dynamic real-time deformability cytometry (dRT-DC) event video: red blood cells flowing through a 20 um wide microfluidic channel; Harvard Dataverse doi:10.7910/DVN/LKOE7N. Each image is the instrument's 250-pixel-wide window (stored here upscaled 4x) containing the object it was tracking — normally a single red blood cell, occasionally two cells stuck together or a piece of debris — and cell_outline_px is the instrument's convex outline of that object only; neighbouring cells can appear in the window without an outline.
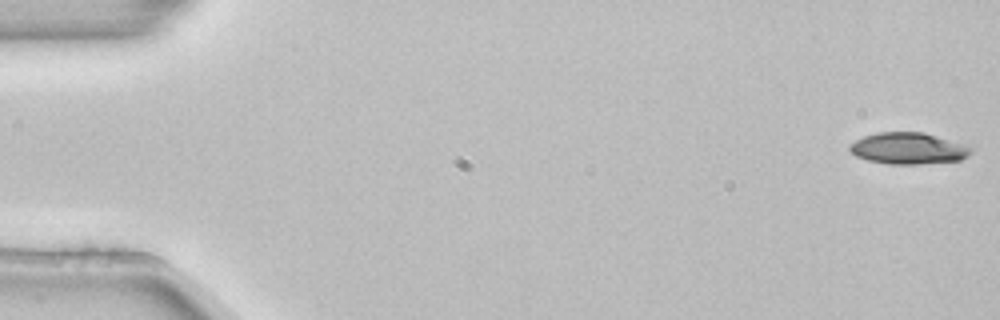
{"species": "common noctule bat (a hibernating species)", "species_latin": "Nyctalus noctula", "temperature_condition": "room temperature", "stored_images_in_passage": 4, "camera_frame_rate_fps": 3000, "um_per_image_px": 0.085, "animal": {"sex": "female", "body_mass_g": 22.7, "forearm_length_mm": 54.2}, "frame": {"image": 1, "passage_image": 1, "time_ms": 0.0, "image_size_px": [1000, 320], "cell_outline_px": [[972, 152], [968, 156], [960, 160], [920, 164], [888, 164], [868, 160], [856, 156], [848, 148], [848, 144], [864, 136], [876, 132], [924, 132], [964, 144], [972, 148]], "centroid_in_image_um": [77.2, 12.61], "position_along_channel_um": 7.8, "area_um2": 22.31}}
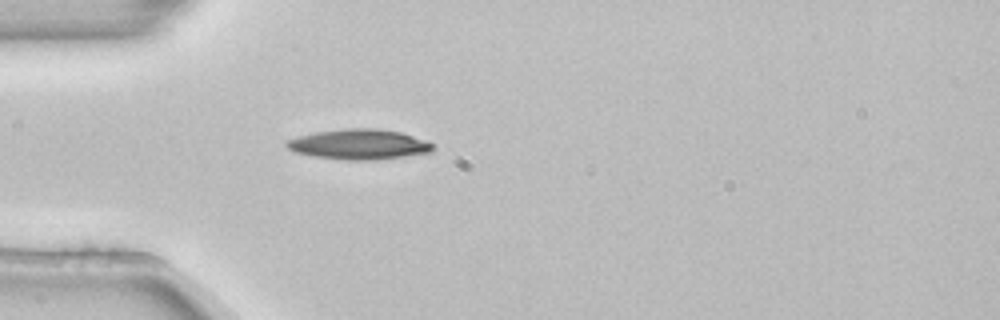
{"frame": {"image": 2, "passage_image": 4, "time_ms": 1.0, "image_size_px": [1000, 320], "cell_outline_px": [[432, 152], [404, 156], [372, 160], [344, 160], [316, 156], [296, 152], [288, 148], [284, 144], [288, 140], [300, 136], [316, 132], [344, 128], [376, 128], [400, 132], [424, 140], [432, 144]], "centroid_in_image_um": [30.51, 12.26], "position_along_channel_um": 54.5, "area_um2": 25.37}}